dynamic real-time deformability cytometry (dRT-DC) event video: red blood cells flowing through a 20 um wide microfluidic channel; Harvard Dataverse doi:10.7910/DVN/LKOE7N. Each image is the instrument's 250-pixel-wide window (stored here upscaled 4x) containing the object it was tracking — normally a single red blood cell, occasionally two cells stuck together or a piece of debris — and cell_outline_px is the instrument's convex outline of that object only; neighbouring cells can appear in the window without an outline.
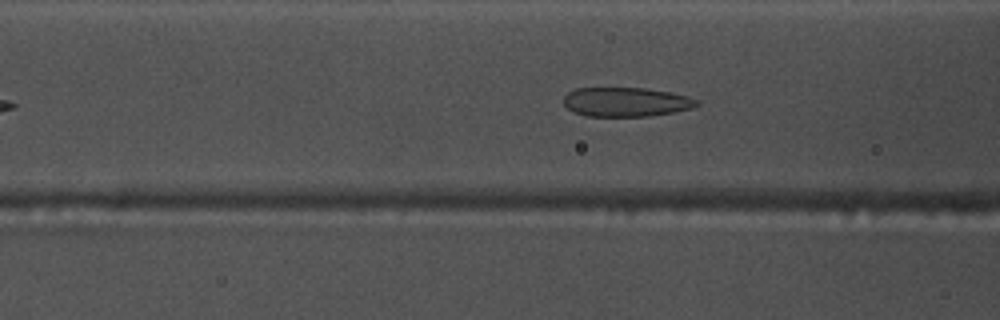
{"species": "common noctule bat (a hibernating species)", "species_latin": "Nyctalus noctula", "temperature_condition": "warm", "stored_images_in_passage": 33, "camera_frame_rate_fps": 3000, "um_per_image_px": 0.085, "animal": {"sex": "male", "body_mass_g": 17.5, "forearm_length_mm": 52.3}, "frame": {"image": 1, "passage_image": 7, "time_ms": 2.0, "image_size_px": [1000, 320], "cell_outline_px": [[700, 104], [696, 108], [648, 116], [584, 116], [568, 108], [564, 104], [564, 96], [568, 92], [576, 88], [644, 88], [668, 92], [688, 96], [700, 100]], "centroid_in_image_um": [53.25, 8.67], "position_along_channel_um": 113.3, "area_um2": 22.72}}
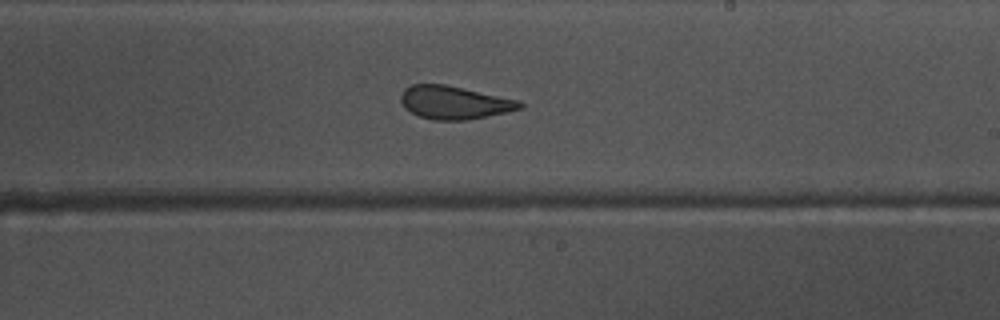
{"frame": {"image": 2, "passage_image": 18, "time_ms": 5.667, "image_size_px": [1000, 320], "cell_outline_px": [[524, 108], [508, 112], [468, 120], [432, 120], [420, 116], [404, 108], [400, 100], [400, 96], [404, 88], [412, 84], [444, 84], [520, 100], [524, 104]], "centroid_in_image_um": [38.63, 8.72], "position_along_channel_um": 250.4, "area_um2": 23.12}}
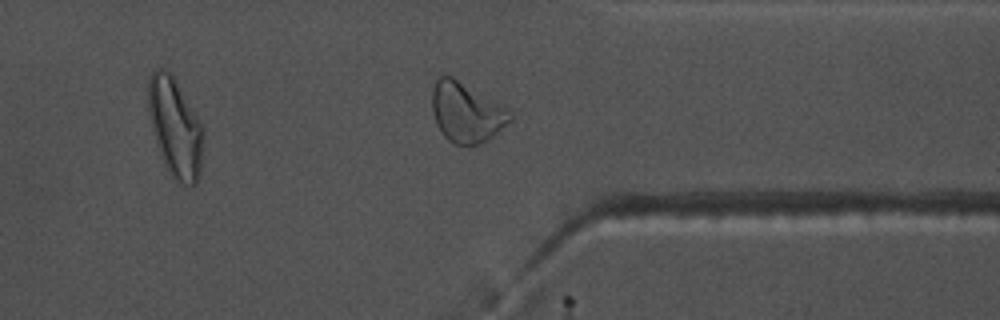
{"frame": {"image": 3, "passage_image": 28, "time_ms": 9.0, "image_size_px": [1000, 320], "cell_outline_px": [[512, 120], [488, 140], [480, 144], [468, 148], [452, 144], [440, 132], [436, 124], [432, 108], [432, 88], [436, 80], [440, 76], [452, 76], [508, 108], [512, 112]], "centroid_in_image_um": [39.64, 9.6], "position_along_channel_um": 371.8, "area_um2": 27.63}, "authors_computed_cell_mechanics": {"area_um2": 23.4668, "velocity_mm_per_s": 3.7412, "shape_relaxation_time_tau1_ms": 7.3067, "shape_relaxation_time_tau2_ms": 1.6989, "deformation_change_tau1": 0.1774, "deformation_change_tau2": 0.0918}}